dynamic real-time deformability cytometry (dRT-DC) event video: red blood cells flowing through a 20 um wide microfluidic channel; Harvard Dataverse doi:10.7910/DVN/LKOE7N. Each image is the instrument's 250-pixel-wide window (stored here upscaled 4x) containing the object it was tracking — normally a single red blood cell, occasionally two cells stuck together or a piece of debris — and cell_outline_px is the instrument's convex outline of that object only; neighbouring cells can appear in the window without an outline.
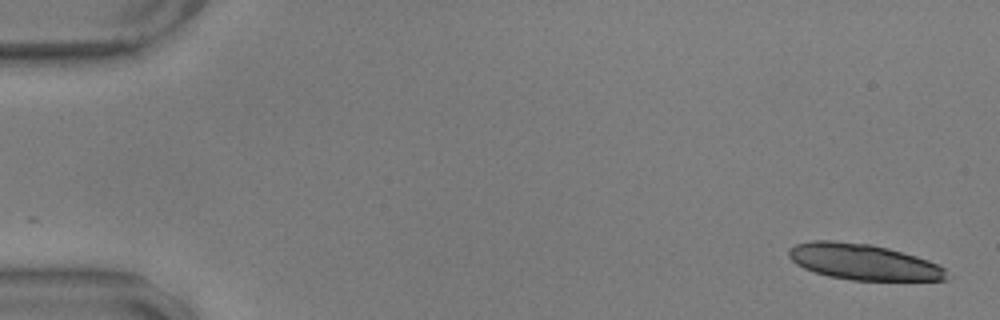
{"species": "common noctule bat (a hibernating species)", "species_latin": "Nyctalus noctula", "temperature_condition": "warm", "stored_images_in_passage": 17, "camera_frame_rate_fps": 3000, "um_per_image_px": 0.085, "animal": {"sex": "male", "body_mass_g": 17.9, "forearm_length_mm": 54.2}, "frame": {"image": 1, "passage_image": 1, "time_ms": 0.0, "image_size_px": [1000, 320], "cell_outline_px": [[952, 276], [948, 280], [852, 280], [828, 276], [804, 268], [796, 264], [788, 256], [788, 248], [796, 244], [812, 240], [832, 240], [872, 244], [888, 248], [916, 256], [928, 260], [944, 268]], "centroid_in_image_um": [73.39, 22.26], "position_along_channel_um": 11.6, "area_um2": 33.18}}